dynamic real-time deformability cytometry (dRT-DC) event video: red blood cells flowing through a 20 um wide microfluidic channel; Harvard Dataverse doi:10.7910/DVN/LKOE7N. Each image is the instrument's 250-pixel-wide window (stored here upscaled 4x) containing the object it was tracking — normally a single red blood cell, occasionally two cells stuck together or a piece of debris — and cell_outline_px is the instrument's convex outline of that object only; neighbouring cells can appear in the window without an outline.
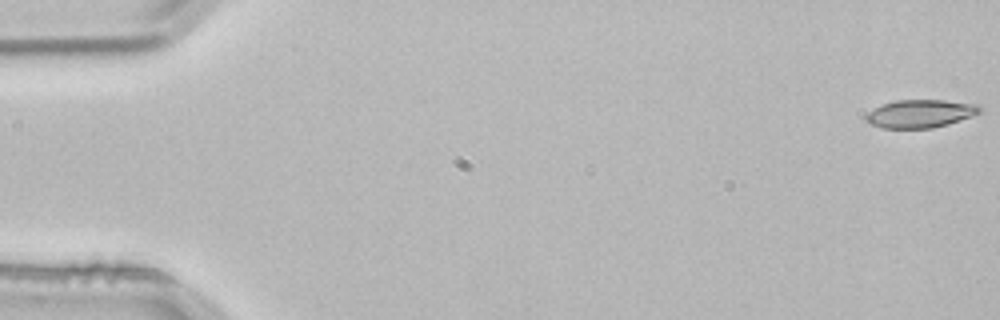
{"species": "common noctule bat (a hibernating species)", "species_latin": "Nyctalus noctula", "temperature_condition": "room temperature", "stored_images_in_passage": 4, "camera_frame_rate_fps": 3000, "um_per_image_px": 0.085, "animal": {"sex": "male", "body_mass_g": 21.5, "forearm_length_mm": 52.0}, "frame": {"image": 1, "passage_image": 1, "time_ms": 0.0, "image_size_px": [1000, 320], "cell_outline_px": [[984, 108], [980, 112], [960, 120], [948, 124], [932, 128], [884, 128], [868, 124], [864, 120], [864, 116], [868, 112], [884, 104], [896, 100], [944, 100], [980, 104]], "centroid_in_image_um": [78.23, 9.66], "position_along_channel_um": 6.8, "area_um2": 18.67}}
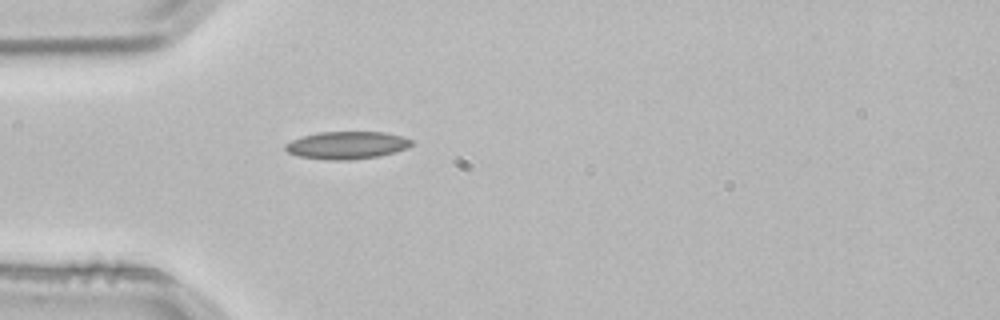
{"frame": {"image": 2, "passage_image": 4, "time_ms": 1.0, "image_size_px": [1000, 320], "cell_outline_px": [[416, 144], [408, 148], [396, 152], [380, 156], [348, 160], [328, 160], [296, 156], [288, 152], [284, 148], [284, 144], [292, 140], [304, 136], [320, 132], [384, 132], [400, 136], [412, 140]], "centroid_in_image_um": [29.51, 12.35], "position_along_channel_um": 55.5, "area_um2": 20.4}}